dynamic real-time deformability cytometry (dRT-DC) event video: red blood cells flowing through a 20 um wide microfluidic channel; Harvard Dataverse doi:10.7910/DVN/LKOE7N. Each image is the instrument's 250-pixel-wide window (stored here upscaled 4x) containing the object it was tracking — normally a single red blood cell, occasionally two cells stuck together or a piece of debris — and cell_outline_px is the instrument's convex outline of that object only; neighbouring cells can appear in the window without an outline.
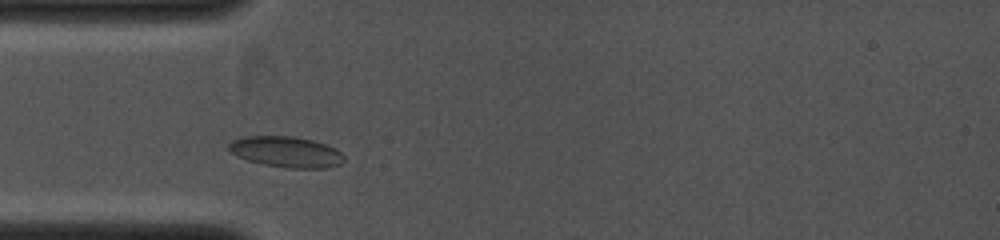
{"species": "common noctule bat (a hibernating species)", "species_latin": "Nyctalus noctula", "temperature_condition": "cold", "stored_images_in_passage": 5, "camera_frame_rate_fps": 4000, "um_per_image_px": 0.085, "animal": {"sex": "female", "body_mass_g": 19.0, "forearm_length_mm": 53.3}, "frame": {"image": 1, "passage_image": 3, "time_ms": 1.0, "image_size_px": [1000, 240], "cell_outline_px": [[344, 160], [340, 164], [324, 168], [288, 168], [264, 164], [248, 160], [236, 156], [228, 148], [228, 144], [232, 140], [244, 136], [292, 136], [312, 140], [336, 148], [344, 156]], "centroid_in_image_um": [24.31, 12.9], "position_along_channel_um": 60.7, "area_um2": 20.63}}
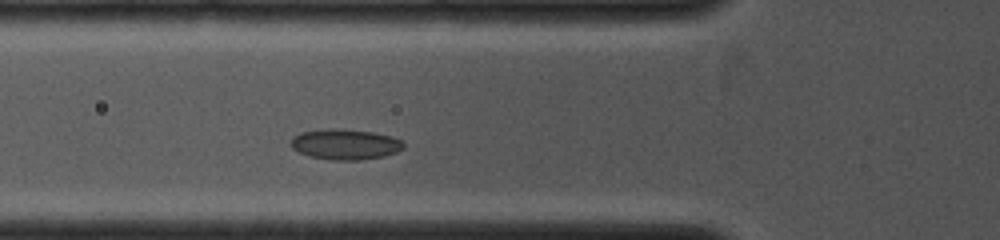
{"frame": {"image": 2, "passage_image": 5, "time_ms": 1.75, "image_size_px": [1000, 240], "cell_outline_px": [[404, 148], [396, 152], [384, 156], [360, 160], [332, 160], [308, 156], [292, 148], [292, 140], [300, 132], [328, 128], [340, 128], [372, 132], [392, 136], [400, 140], [404, 144]], "centroid_in_image_um": [29.36, 12.26], "position_along_channel_um": 96.4, "area_um2": 20.0}}